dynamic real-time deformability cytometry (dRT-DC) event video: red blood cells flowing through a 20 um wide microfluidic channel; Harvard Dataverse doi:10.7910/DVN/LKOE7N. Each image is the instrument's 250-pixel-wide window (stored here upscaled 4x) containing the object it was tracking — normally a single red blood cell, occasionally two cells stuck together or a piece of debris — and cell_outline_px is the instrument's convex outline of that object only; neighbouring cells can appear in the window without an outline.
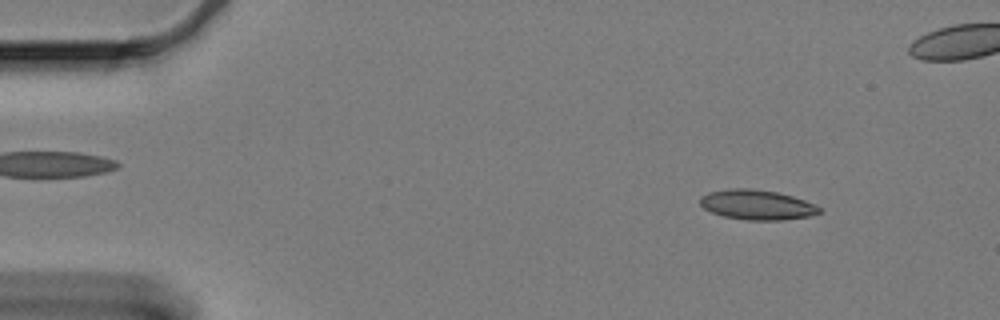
{"species": "Egyptian fruit bat (a non-hibernating species)", "species_latin": "Rousettus aegyptiacus", "temperature_condition": "cold", "stored_images_in_passage": 60, "camera_frame_rate_fps": 3000, "um_per_image_px": 0.085, "animal": {"sex": "female"}, "frame": {"image": 1, "passage_image": 6, "time_ms": 1.667, "image_size_px": [1000, 320], "cell_outline_px": [[820, 212], [808, 216], [780, 220], [744, 220], [724, 216], [712, 212], [704, 208], [700, 204], [700, 196], [708, 192], [732, 188], [748, 188], [776, 192], [792, 196], [816, 204], [820, 208]], "centroid_in_image_um": [64.31, 17.4], "position_along_channel_um": 20.7, "area_um2": 20.63}}
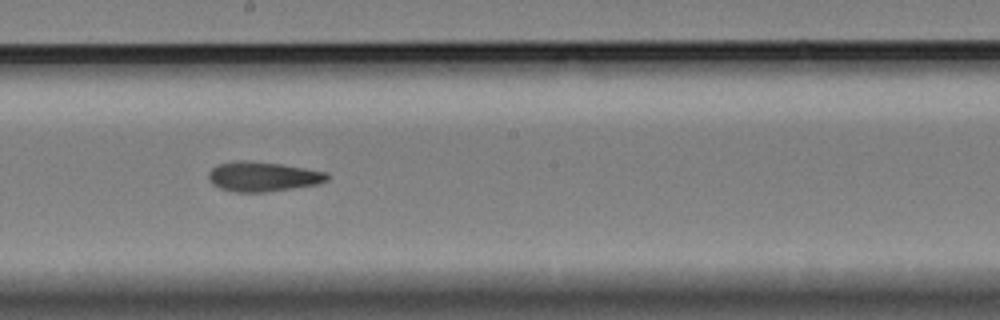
{"frame": {"image": 2, "passage_image": 32, "time_ms": 10.333, "image_size_px": [1000, 320], "cell_outline_px": [[328, 180], [316, 184], [292, 188], [264, 192], [232, 192], [220, 188], [212, 184], [208, 180], [208, 172], [216, 164], [236, 160], [252, 160], [280, 164], [328, 172]], "centroid_in_image_um": [22.28, 15.0], "position_along_channel_um": 225.9, "area_um2": 20.69}}
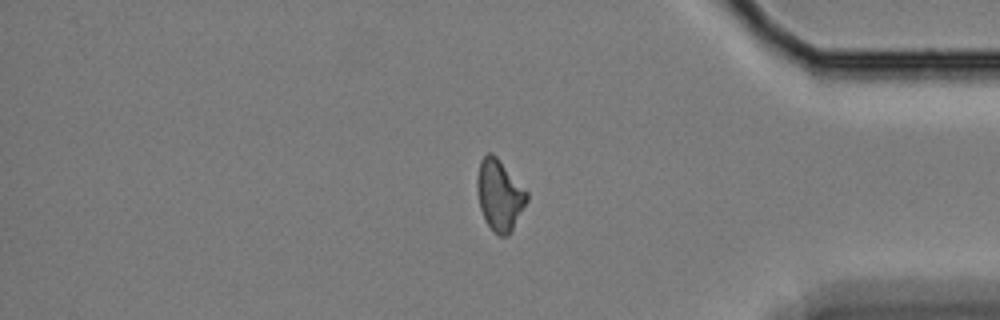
{"frame": {"image": 3, "passage_image": 49, "time_ms": 16.0, "image_size_px": [1000, 320], "cell_outline_px": [[528, 200], [508, 236], [500, 236], [492, 232], [480, 208], [476, 188], [476, 180], [480, 160], [488, 152], [492, 152], [496, 156], [528, 192]], "centroid_in_image_um": [42.45, 16.58], "position_along_channel_um": 392.8, "area_um2": 20.46}, "authors_computed_cell_mechanics": {"area_um2": 20.5479, "velocity_mm_per_s": 3.3385, "shape_relaxation_time_tau1_ms": null, "shape_relaxation_time_tau2_ms": 4.8667, "deformation_change_tau1": null, "deformation_change_tau2": 0.1171}}